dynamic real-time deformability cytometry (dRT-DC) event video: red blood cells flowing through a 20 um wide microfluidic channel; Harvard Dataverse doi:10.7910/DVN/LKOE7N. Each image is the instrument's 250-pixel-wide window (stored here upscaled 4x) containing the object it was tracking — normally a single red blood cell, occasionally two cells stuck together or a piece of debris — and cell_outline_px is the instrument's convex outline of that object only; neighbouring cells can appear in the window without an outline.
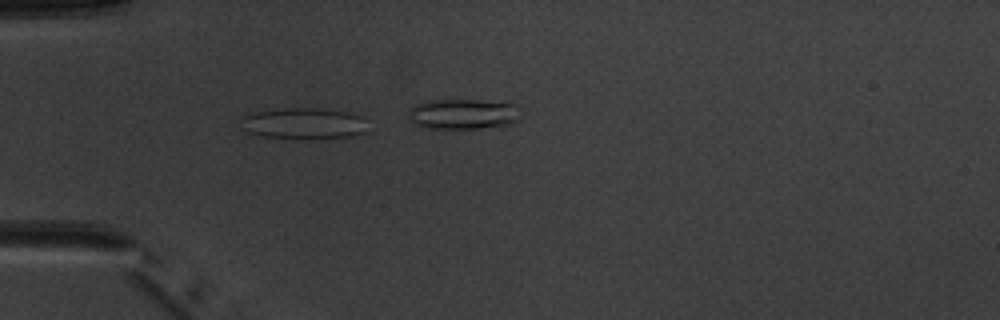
{"species": "common noctule bat (a hibernating species)", "species_latin": "Nyctalus noctula", "temperature_condition": "warm", "stored_images_in_passage": 7, "camera_frame_rate_fps": 3000, "um_per_image_px": 0.085, "animal": {"sex": "male", "body_mass_g": 20.1, "forearm_length_mm": 53.5}, "frame": {"image": 1, "passage_image": 3, "time_ms": 3.333, "image_size_px": [1000, 320], "cell_outline_px": [[364, 132], [352, 136], [264, 136], [248, 132], [240, 128], [240, 116], [248, 112], [284, 108], [316, 108], [348, 112], [360, 116]], "centroid_in_image_um": [25.64, 10.43], "position_along_channel_um": 59.4, "area_um2": 22.02}}
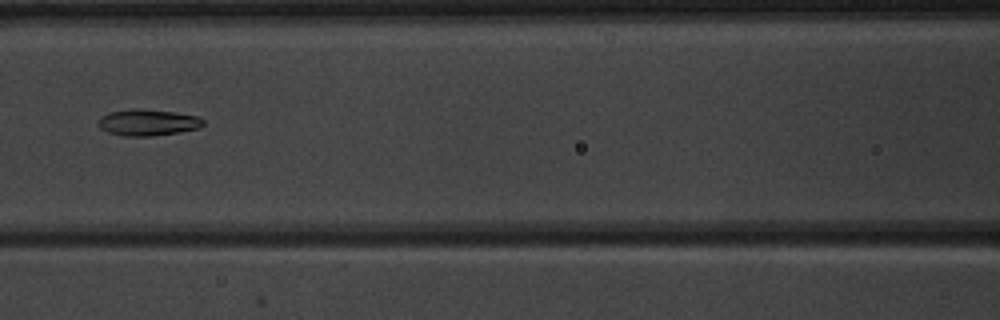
{"frame": {"image": 2, "passage_image": 6, "time_ms": 6.667, "image_size_px": [1000, 320], "cell_outline_px": [[204, 124], [200, 128], [152, 136], [124, 136], [108, 132], [100, 128], [100, 116], [108, 112], [132, 108], [136, 108], [176, 112], [200, 116], [204, 120]], "centroid_in_image_um": [12.59, 10.39], "position_along_channel_um": 154.0, "area_um2": 16.18}}
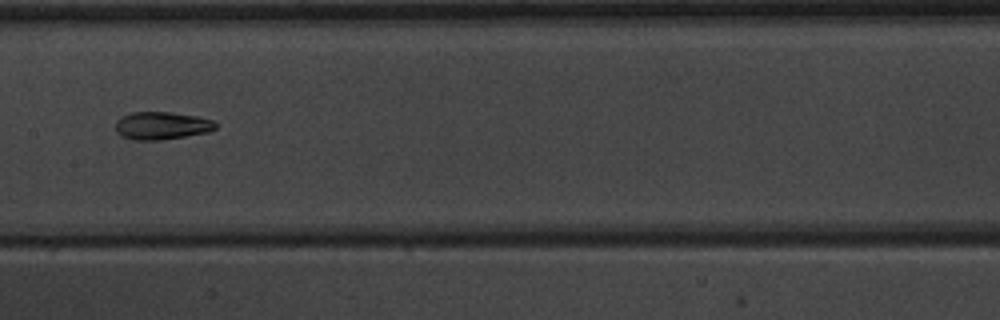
{"frame": {"image": 3, "passage_image": 7, "time_ms": 7.667, "image_size_px": [1000, 320], "cell_outline_px": [[216, 128], [208, 132], [160, 140], [136, 140], [124, 136], [116, 132], [116, 120], [120, 116], [132, 112], [172, 112], [196, 116], [216, 120]], "centroid_in_image_um": [13.75, 10.66], "position_along_channel_um": 193.6, "area_um2": 16.18}}